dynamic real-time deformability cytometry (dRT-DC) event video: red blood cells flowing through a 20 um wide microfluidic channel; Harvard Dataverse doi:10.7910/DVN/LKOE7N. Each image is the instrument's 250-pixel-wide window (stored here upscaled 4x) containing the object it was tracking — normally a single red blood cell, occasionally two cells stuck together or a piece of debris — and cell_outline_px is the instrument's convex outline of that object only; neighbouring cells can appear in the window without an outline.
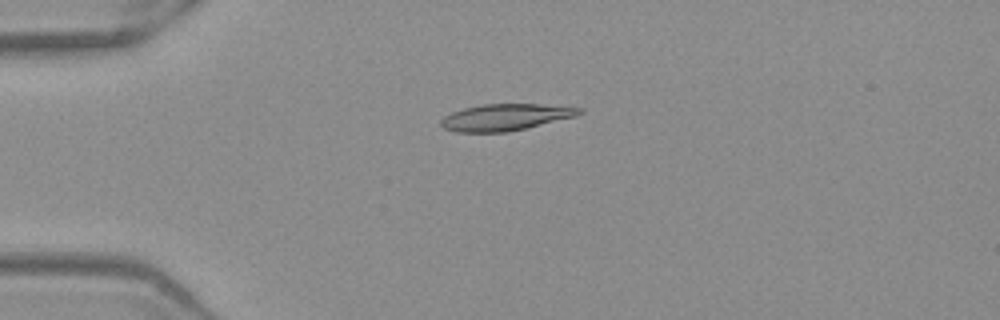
{"species": "Egyptian fruit bat (a non-hibernating species)", "species_latin": "Rousettus aegyptiacus", "temperature_condition": "warm", "stored_images_in_passage": 52, "camera_frame_rate_fps": 3000, "um_per_image_px": 0.085, "frame": {"image": 1, "passage_image": 13, "time_ms": 4.0, "image_size_px": [1000, 320], "cell_outline_px": [[584, 112], [576, 116], [508, 132], [456, 132], [444, 128], [440, 124], [440, 120], [444, 116], [452, 112], [464, 108], [484, 104], [540, 104], [584, 108]], "centroid_in_image_um": [42.96, 9.96], "position_along_channel_um": 42.0, "area_um2": 21.39}}
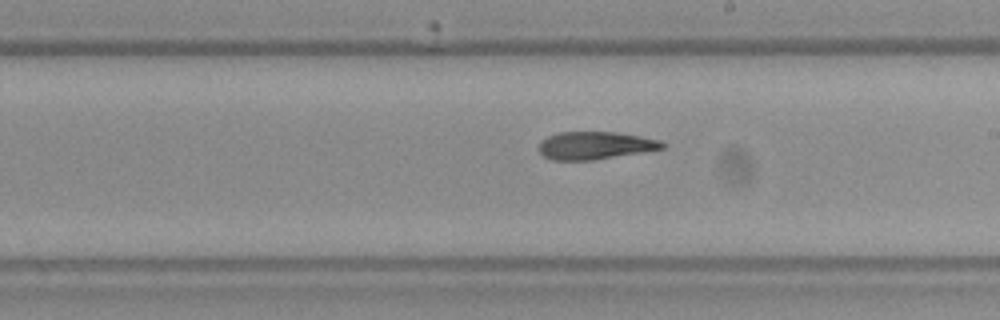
{"frame": {"image": 2, "passage_image": 30, "time_ms": 9.667, "image_size_px": [1000, 320], "cell_outline_px": [[664, 148], [592, 160], [552, 160], [544, 156], [540, 152], [540, 140], [548, 136], [560, 132], [616, 132], [640, 136], [660, 140], [664, 144]], "centroid_in_image_um": [50.55, 12.36], "position_along_channel_um": 238.4, "area_um2": 19.65}}
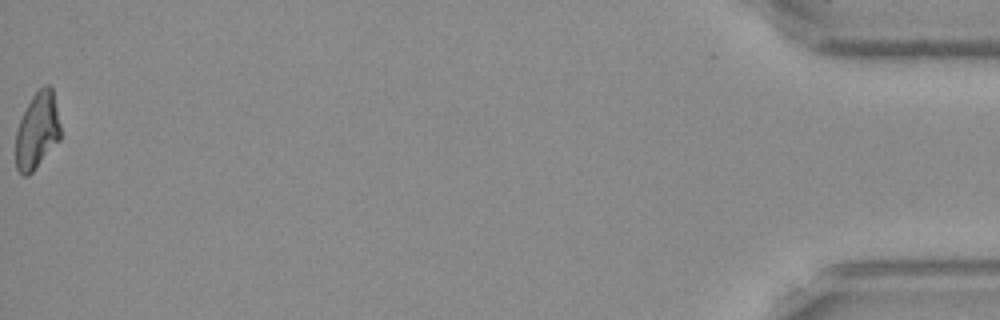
{"frame": {"image": 3, "passage_image": 52, "time_ms": 17.0, "image_size_px": [1000, 320], "cell_outline_px": [[60, 140], [32, 172], [28, 176], [24, 176], [16, 168], [16, 132], [20, 120], [32, 96], [44, 84], [48, 84], [52, 88], [60, 124]], "centroid_in_image_um": [3.17, 11.11], "position_along_channel_um": 432.0, "area_um2": 19.77}, "authors_computed_cell_mechanics": {"area_um2": 20.519, "velocity_mm_per_s": 3.9657, "shape_relaxation_time_tau1_ms": null, "shape_relaxation_time_tau2_ms": 6.6618, "deformation_change_tau1": null, "deformation_change_tau2": 0.1522}}